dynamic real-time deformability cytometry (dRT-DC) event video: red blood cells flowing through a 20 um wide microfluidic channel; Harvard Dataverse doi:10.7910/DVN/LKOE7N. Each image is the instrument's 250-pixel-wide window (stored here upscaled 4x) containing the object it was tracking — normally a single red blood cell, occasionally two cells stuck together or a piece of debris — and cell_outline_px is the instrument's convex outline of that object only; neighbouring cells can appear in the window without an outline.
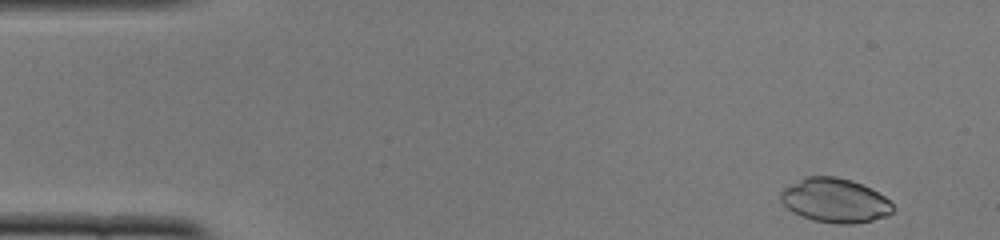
{"species": "common noctule bat (a hibernating species)", "species_latin": "Nyctalus noctula", "temperature_condition": "cold", "stored_images_in_passage": 49, "camera_frame_rate_fps": 3000, "um_per_image_px": 0.085, "animal": {"sex": "female", "body_mass_g": 22.0, "forearm_length_mm": 56.7}, "frame": {"image": 1, "passage_image": 1, "time_ms": 0.0, "image_size_px": [1000, 240], "cell_outline_px": [[896, 208], [888, 216], [872, 220], [852, 224], [836, 224], [812, 220], [800, 216], [792, 212], [780, 200], [780, 192], [784, 188], [804, 176], [836, 176], [852, 180], [872, 188], [884, 196]], "centroid_in_image_um": [70.97, 17.04], "position_along_channel_um": 14.0, "area_um2": 29.25}}
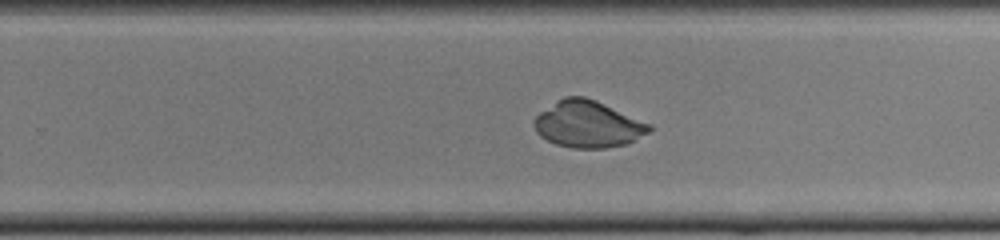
{"frame": {"image": 2, "passage_image": 30, "time_ms": 9.667, "image_size_px": [1000, 240], "cell_outline_px": [[652, 128], [648, 132], [628, 144], [608, 148], [572, 148], [556, 144], [540, 136], [536, 132], [532, 124], [532, 120], [540, 112], [564, 96], [584, 96], [596, 100], [652, 124]], "centroid_in_image_um": [49.97, 10.56], "position_along_channel_um": 279.8, "area_um2": 31.5}}
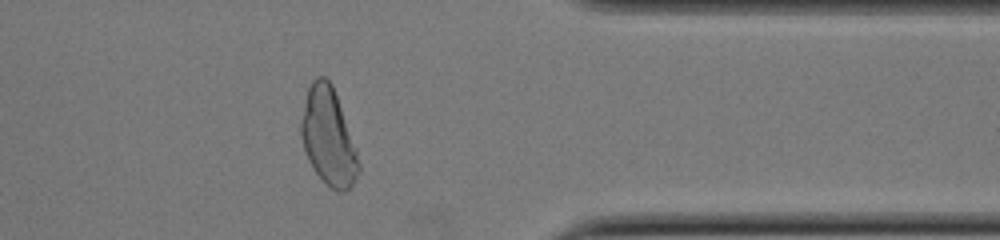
{"frame": {"image": 3, "passage_image": 39, "time_ms": 12.667, "image_size_px": [1000, 240], "cell_outline_px": [[360, 168], [356, 180], [344, 192], [336, 192], [316, 172], [308, 160], [304, 148], [300, 132], [300, 120], [308, 88], [312, 80], [316, 76], [324, 76], [332, 84], [356, 148], [360, 164]], "centroid_in_image_um": [27.91, 11.62], "position_along_channel_um": 383.5, "area_um2": 32.31}}